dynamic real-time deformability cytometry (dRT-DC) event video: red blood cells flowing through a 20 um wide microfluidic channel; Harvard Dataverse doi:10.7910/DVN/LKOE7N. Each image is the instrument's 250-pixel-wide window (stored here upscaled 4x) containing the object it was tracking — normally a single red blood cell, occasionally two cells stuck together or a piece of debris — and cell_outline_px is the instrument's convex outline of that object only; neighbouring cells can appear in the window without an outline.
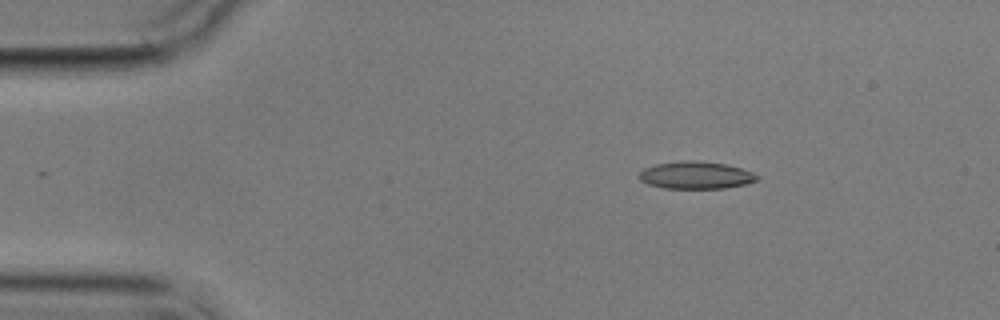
{"species": "common noctule bat (a hibernating species)", "species_latin": "Nyctalus noctula", "temperature_condition": "cold", "stored_images_in_passage": 2, "camera_frame_rate_fps": 3000, "um_per_image_px": 0.085, "animal": {"sex": "male", "body_mass_g": 17.9}, "frame": {"image": 1, "passage_image": 2, "time_ms": 1.0, "image_size_px": [1000, 320], "cell_outline_px": [[760, 176], [756, 180], [744, 184], [724, 188], [664, 188], [648, 184], [640, 180], [640, 172], [644, 168], [656, 164], [684, 160], [696, 160], [724, 164], [740, 168], [752, 172]], "centroid_in_image_um": [59.13, 14.89], "position_along_channel_um": 25.9, "area_um2": 18.61}}